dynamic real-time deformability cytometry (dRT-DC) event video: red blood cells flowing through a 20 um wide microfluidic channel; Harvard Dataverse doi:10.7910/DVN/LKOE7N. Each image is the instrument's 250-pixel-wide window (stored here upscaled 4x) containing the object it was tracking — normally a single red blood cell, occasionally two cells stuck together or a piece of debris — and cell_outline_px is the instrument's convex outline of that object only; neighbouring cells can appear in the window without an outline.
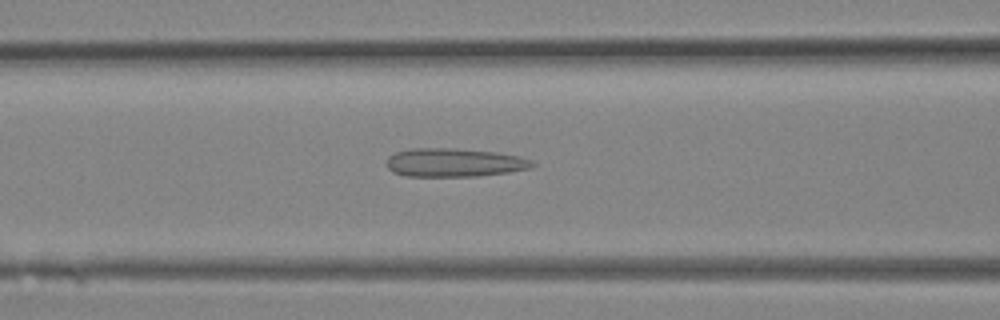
{"species": "Egyptian fruit bat (a non-hibernating species)", "species_latin": "Rousettus aegyptiacus", "temperature_condition": "room temperature", "stored_images_in_passage": 14, "camera_frame_rate_fps": 3000, "um_per_image_px": 0.085, "animal": {"sex": "female"}, "frame": {"image": 1, "passage_image": 8, "time_ms": 2.333, "image_size_px": [1000, 320], "cell_outline_px": [[536, 164], [528, 168], [508, 172], [476, 176], [404, 176], [392, 172], [388, 168], [388, 156], [396, 152], [412, 148], [456, 148], [496, 152], [516, 156], [532, 160]], "centroid_in_image_um": [38.58, 13.81], "position_along_channel_um": 128.0, "area_um2": 24.1}}
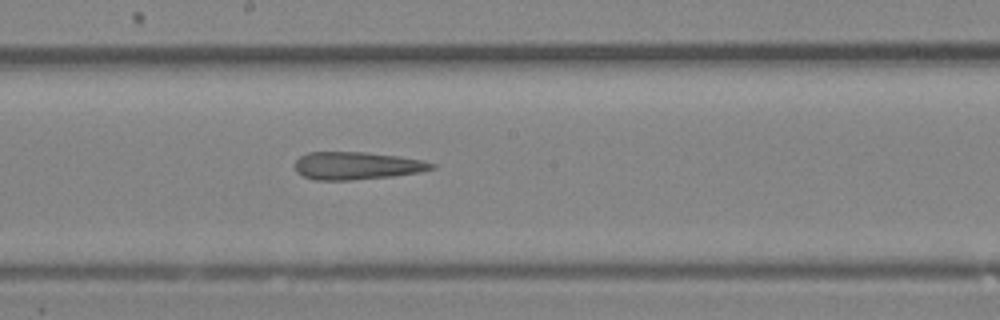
{"frame": {"image": 2, "passage_image": 12, "time_ms": 3.667, "image_size_px": [1000, 320], "cell_outline_px": [[436, 168], [420, 172], [392, 176], [352, 180], [316, 180], [304, 176], [296, 172], [296, 160], [300, 156], [308, 152], [364, 152], [400, 156], [424, 160], [436, 164]], "centroid_in_image_um": [30.36, 14.08], "position_along_channel_um": 217.8, "area_um2": 22.14}}
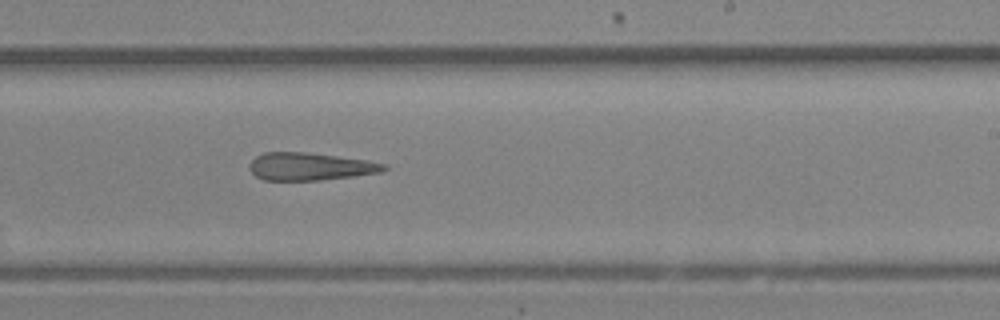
{"frame": {"image": 3, "passage_image": 14, "time_ms": 4.333, "image_size_px": [1000, 320], "cell_outline_px": [[388, 168], [384, 172], [352, 176], [316, 180], [264, 180], [256, 176], [248, 168], [248, 164], [256, 156], [264, 152], [304, 152], [368, 160], [388, 164]], "centroid_in_image_um": [26.37, 14.15], "position_along_channel_um": 262.6, "area_um2": 21.68}}